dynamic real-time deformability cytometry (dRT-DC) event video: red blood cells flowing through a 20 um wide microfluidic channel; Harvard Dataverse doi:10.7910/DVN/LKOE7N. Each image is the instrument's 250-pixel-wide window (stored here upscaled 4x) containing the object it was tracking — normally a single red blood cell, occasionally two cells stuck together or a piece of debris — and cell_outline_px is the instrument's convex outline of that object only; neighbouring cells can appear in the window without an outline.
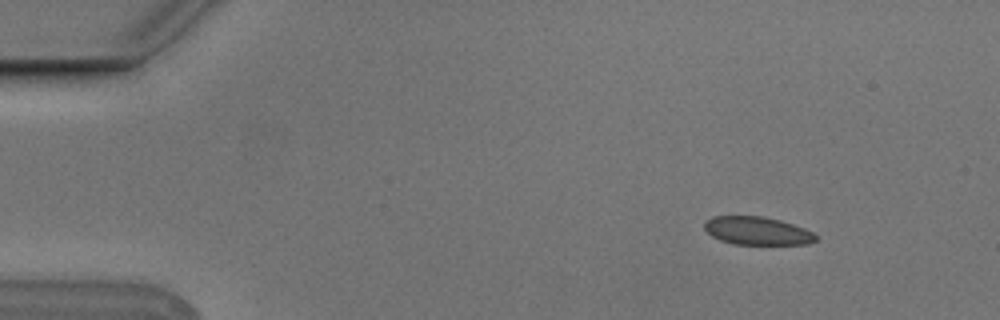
{"species": "Egyptian fruit bat (a non-hibernating species)", "species_latin": "Rousettus aegyptiacus", "temperature_condition": "cold", "stored_images_in_passage": 50, "camera_frame_rate_fps": 3000, "um_per_image_px": 0.085, "animal": {"sex": "male"}, "frame": {"image": 1, "passage_image": 2, "time_ms": 0.333, "image_size_px": [1000, 320], "cell_outline_px": [[816, 240], [808, 244], [732, 244], [720, 240], [712, 236], [704, 228], [704, 224], [712, 216], [764, 216], [780, 220], [804, 228], [812, 232], [816, 236]], "centroid_in_image_um": [64.35, 19.62], "position_along_channel_um": 20.7, "area_um2": 18.15}}
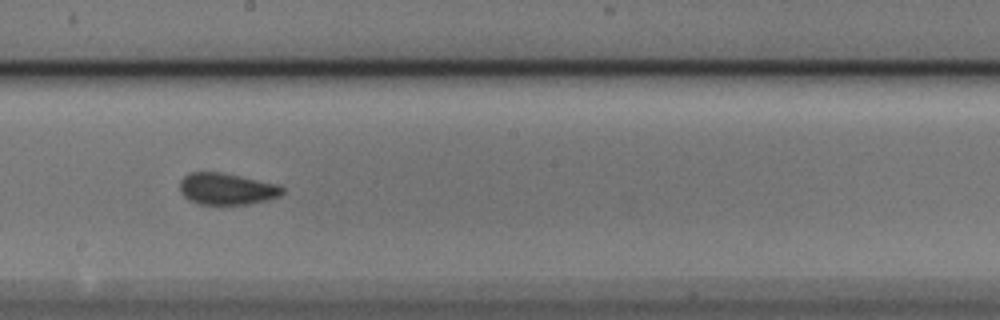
{"frame": {"image": 2, "passage_image": 26, "time_ms": 8.333, "image_size_px": [1000, 320], "cell_outline_px": [[284, 192], [280, 196], [268, 200], [248, 204], [216, 208], [200, 204], [188, 200], [180, 192], [180, 180], [188, 172], [224, 172], [280, 184], [284, 188]], "centroid_in_image_um": [19.28, 16.09], "position_along_channel_um": 228.9, "area_um2": 19.94}}
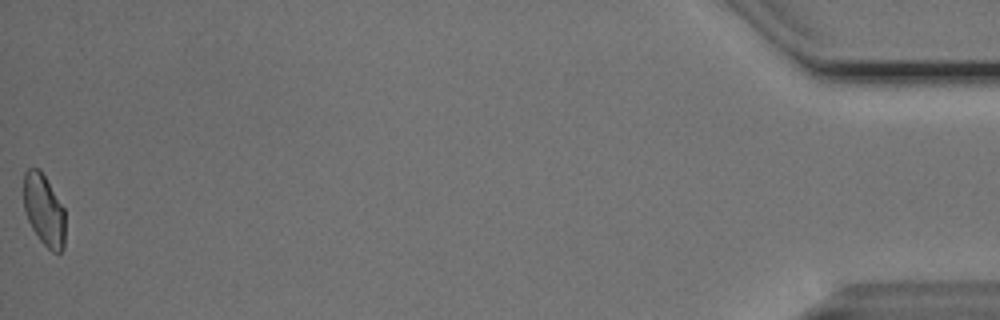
{"frame": {"image": 3, "passage_image": 50, "time_ms": 16.333, "image_size_px": [1000, 320], "cell_outline_px": [[64, 248], [60, 252], [52, 252], [40, 240], [32, 228], [28, 220], [24, 208], [24, 172], [28, 168], [40, 168], [64, 208]], "centroid_in_image_um": [3.73, 17.84], "position_along_channel_um": 431.5, "area_um2": 17.22}, "authors_computed_cell_mechanics": {"area_um2": 18.9873, "velocity_mm_per_s": 3.7647, "shape_relaxation_time_tau1_ms": 5.6513, "shape_relaxation_time_tau2_ms": 1.5124, "deformation_change_tau1": 0.1038, "deformation_change_tau2": 0.0441}}